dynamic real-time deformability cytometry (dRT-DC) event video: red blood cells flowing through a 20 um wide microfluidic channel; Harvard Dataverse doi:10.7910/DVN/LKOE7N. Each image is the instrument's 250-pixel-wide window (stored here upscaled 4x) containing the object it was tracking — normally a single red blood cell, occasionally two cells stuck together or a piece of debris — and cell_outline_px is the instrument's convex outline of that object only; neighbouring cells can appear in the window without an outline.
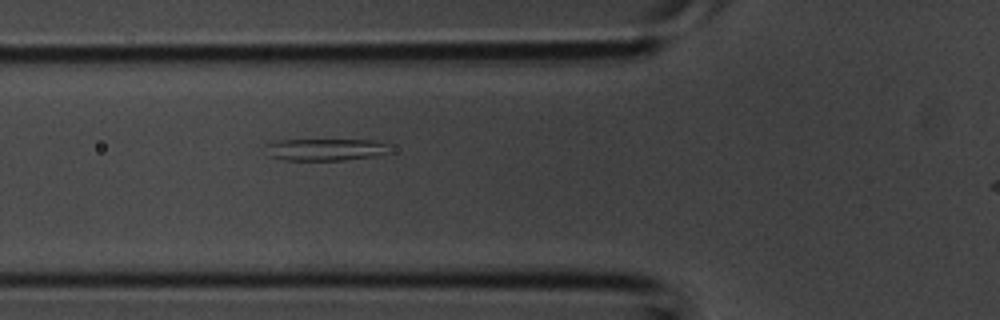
{"species": "common noctule bat (a hibernating species)", "species_latin": "Nyctalus noctula", "temperature_condition": "room temperature", "stored_images_in_passage": 5, "segment_of_instrument_passage": [1, 2], "camera_frame_rate_fps": 3000, "um_per_image_px": 0.085, "animal": {"sex": "male", "body_mass_g": 20.1, "forearm_length_mm": 53.5}, "frame": {"image": 1, "passage_image": 4, "time_ms": 1.0, "image_size_px": [1000, 320], "cell_outline_px": [[392, 140], [384, 152], [376, 156], [340, 160], [288, 160], [272, 156], [264, 144], [280, 140]], "centroid_in_image_um": [27.74, 12.69], "position_along_channel_um": 98.1, "area_um2": 15.78}}